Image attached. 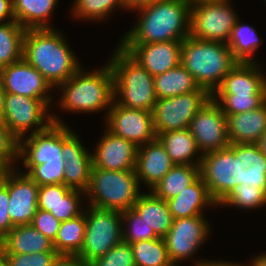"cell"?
Segmentation results:
<instances>
[{"label": "cell", "instance_id": "obj_9", "mask_svg": "<svg viewBox=\"0 0 266 266\" xmlns=\"http://www.w3.org/2000/svg\"><path fill=\"white\" fill-rule=\"evenodd\" d=\"M211 98L204 88L169 98L156 100L152 115L156 135L189 128L196 113Z\"/></svg>", "mask_w": 266, "mask_h": 266}, {"label": "cell", "instance_id": "obj_22", "mask_svg": "<svg viewBox=\"0 0 266 266\" xmlns=\"http://www.w3.org/2000/svg\"><path fill=\"white\" fill-rule=\"evenodd\" d=\"M258 62H237L213 94H266V73Z\"/></svg>", "mask_w": 266, "mask_h": 266}, {"label": "cell", "instance_id": "obj_26", "mask_svg": "<svg viewBox=\"0 0 266 266\" xmlns=\"http://www.w3.org/2000/svg\"><path fill=\"white\" fill-rule=\"evenodd\" d=\"M7 254L56 252L52 241L31 224L14 226L2 239Z\"/></svg>", "mask_w": 266, "mask_h": 266}, {"label": "cell", "instance_id": "obj_19", "mask_svg": "<svg viewBox=\"0 0 266 266\" xmlns=\"http://www.w3.org/2000/svg\"><path fill=\"white\" fill-rule=\"evenodd\" d=\"M118 45L153 77L181 64L182 40Z\"/></svg>", "mask_w": 266, "mask_h": 266}, {"label": "cell", "instance_id": "obj_42", "mask_svg": "<svg viewBox=\"0 0 266 266\" xmlns=\"http://www.w3.org/2000/svg\"><path fill=\"white\" fill-rule=\"evenodd\" d=\"M18 160L19 139L0 121V163L6 169L16 168Z\"/></svg>", "mask_w": 266, "mask_h": 266}, {"label": "cell", "instance_id": "obj_48", "mask_svg": "<svg viewBox=\"0 0 266 266\" xmlns=\"http://www.w3.org/2000/svg\"><path fill=\"white\" fill-rule=\"evenodd\" d=\"M52 266H90L78 256L60 255Z\"/></svg>", "mask_w": 266, "mask_h": 266}, {"label": "cell", "instance_id": "obj_18", "mask_svg": "<svg viewBox=\"0 0 266 266\" xmlns=\"http://www.w3.org/2000/svg\"><path fill=\"white\" fill-rule=\"evenodd\" d=\"M28 135L19 140V161L23 165L65 162L62 157V123L53 122L47 129Z\"/></svg>", "mask_w": 266, "mask_h": 266}, {"label": "cell", "instance_id": "obj_58", "mask_svg": "<svg viewBox=\"0 0 266 266\" xmlns=\"http://www.w3.org/2000/svg\"><path fill=\"white\" fill-rule=\"evenodd\" d=\"M173 0H149V3H155V2H169Z\"/></svg>", "mask_w": 266, "mask_h": 266}, {"label": "cell", "instance_id": "obj_28", "mask_svg": "<svg viewBox=\"0 0 266 266\" xmlns=\"http://www.w3.org/2000/svg\"><path fill=\"white\" fill-rule=\"evenodd\" d=\"M157 138L165 146L175 165H200L203 155L189 128L163 132Z\"/></svg>", "mask_w": 266, "mask_h": 266}, {"label": "cell", "instance_id": "obj_44", "mask_svg": "<svg viewBox=\"0 0 266 266\" xmlns=\"http://www.w3.org/2000/svg\"><path fill=\"white\" fill-rule=\"evenodd\" d=\"M59 256L57 252L7 254V266H52Z\"/></svg>", "mask_w": 266, "mask_h": 266}, {"label": "cell", "instance_id": "obj_34", "mask_svg": "<svg viewBox=\"0 0 266 266\" xmlns=\"http://www.w3.org/2000/svg\"><path fill=\"white\" fill-rule=\"evenodd\" d=\"M25 32L16 21L0 22V69L23 58Z\"/></svg>", "mask_w": 266, "mask_h": 266}, {"label": "cell", "instance_id": "obj_56", "mask_svg": "<svg viewBox=\"0 0 266 266\" xmlns=\"http://www.w3.org/2000/svg\"><path fill=\"white\" fill-rule=\"evenodd\" d=\"M191 4H198V3H213V2H228L231 0H188Z\"/></svg>", "mask_w": 266, "mask_h": 266}, {"label": "cell", "instance_id": "obj_1", "mask_svg": "<svg viewBox=\"0 0 266 266\" xmlns=\"http://www.w3.org/2000/svg\"><path fill=\"white\" fill-rule=\"evenodd\" d=\"M191 3L188 0L149 3L133 12L139 19L119 44H147L184 40L190 36Z\"/></svg>", "mask_w": 266, "mask_h": 266}, {"label": "cell", "instance_id": "obj_55", "mask_svg": "<svg viewBox=\"0 0 266 266\" xmlns=\"http://www.w3.org/2000/svg\"><path fill=\"white\" fill-rule=\"evenodd\" d=\"M4 103H5V92L2 89V86L0 83V121H3Z\"/></svg>", "mask_w": 266, "mask_h": 266}, {"label": "cell", "instance_id": "obj_16", "mask_svg": "<svg viewBox=\"0 0 266 266\" xmlns=\"http://www.w3.org/2000/svg\"><path fill=\"white\" fill-rule=\"evenodd\" d=\"M104 121L110 132L133 142L137 147L157 138L151 111L126 108L113 101Z\"/></svg>", "mask_w": 266, "mask_h": 266}, {"label": "cell", "instance_id": "obj_54", "mask_svg": "<svg viewBox=\"0 0 266 266\" xmlns=\"http://www.w3.org/2000/svg\"><path fill=\"white\" fill-rule=\"evenodd\" d=\"M0 266H7V252L1 239H0Z\"/></svg>", "mask_w": 266, "mask_h": 266}, {"label": "cell", "instance_id": "obj_57", "mask_svg": "<svg viewBox=\"0 0 266 266\" xmlns=\"http://www.w3.org/2000/svg\"><path fill=\"white\" fill-rule=\"evenodd\" d=\"M5 167L0 163V179L2 178V175H3V173H4V171H5Z\"/></svg>", "mask_w": 266, "mask_h": 266}, {"label": "cell", "instance_id": "obj_39", "mask_svg": "<svg viewBox=\"0 0 266 266\" xmlns=\"http://www.w3.org/2000/svg\"><path fill=\"white\" fill-rule=\"evenodd\" d=\"M122 234L127 244L159 238L133 208L122 212Z\"/></svg>", "mask_w": 266, "mask_h": 266}, {"label": "cell", "instance_id": "obj_33", "mask_svg": "<svg viewBox=\"0 0 266 266\" xmlns=\"http://www.w3.org/2000/svg\"><path fill=\"white\" fill-rule=\"evenodd\" d=\"M261 41L262 38H259L253 26L244 24L238 19L227 45L238 62H258L254 54L263 43Z\"/></svg>", "mask_w": 266, "mask_h": 266}, {"label": "cell", "instance_id": "obj_20", "mask_svg": "<svg viewBox=\"0 0 266 266\" xmlns=\"http://www.w3.org/2000/svg\"><path fill=\"white\" fill-rule=\"evenodd\" d=\"M92 155L93 168L103 170H135L138 147L110 132L106 127Z\"/></svg>", "mask_w": 266, "mask_h": 266}, {"label": "cell", "instance_id": "obj_29", "mask_svg": "<svg viewBox=\"0 0 266 266\" xmlns=\"http://www.w3.org/2000/svg\"><path fill=\"white\" fill-rule=\"evenodd\" d=\"M59 0H12L15 21L24 29L52 27L49 18Z\"/></svg>", "mask_w": 266, "mask_h": 266}, {"label": "cell", "instance_id": "obj_4", "mask_svg": "<svg viewBox=\"0 0 266 266\" xmlns=\"http://www.w3.org/2000/svg\"><path fill=\"white\" fill-rule=\"evenodd\" d=\"M237 62L227 43L191 36L182 41L181 65L190 72L196 83L211 95Z\"/></svg>", "mask_w": 266, "mask_h": 266}, {"label": "cell", "instance_id": "obj_27", "mask_svg": "<svg viewBox=\"0 0 266 266\" xmlns=\"http://www.w3.org/2000/svg\"><path fill=\"white\" fill-rule=\"evenodd\" d=\"M154 233L163 238L170 230L173 217L165 200L152 191L142 193L132 207Z\"/></svg>", "mask_w": 266, "mask_h": 266}, {"label": "cell", "instance_id": "obj_6", "mask_svg": "<svg viewBox=\"0 0 266 266\" xmlns=\"http://www.w3.org/2000/svg\"><path fill=\"white\" fill-rule=\"evenodd\" d=\"M135 170L113 171L93 168L88 204L97 208L124 212L131 209L143 193Z\"/></svg>", "mask_w": 266, "mask_h": 266}, {"label": "cell", "instance_id": "obj_23", "mask_svg": "<svg viewBox=\"0 0 266 266\" xmlns=\"http://www.w3.org/2000/svg\"><path fill=\"white\" fill-rule=\"evenodd\" d=\"M237 158L238 184L255 186L266 192V155L255 143L234 144Z\"/></svg>", "mask_w": 266, "mask_h": 266}, {"label": "cell", "instance_id": "obj_8", "mask_svg": "<svg viewBox=\"0 0 266 266\" xmlns=\"http://www.w3.org/2000/svg\"><path fill=\"white\" fill-rule=\"evenodd\" d=\"M51 107L41 99L5 93L3 123L20 140L53 123Z\"/></svg>", "mask_w": 266, "mask_h": 266}, {"label": "cell", "instance_id": "obj_50", "mask_svg": "<svg viewBox=\"0 0 266 266\" xmlns=\"http://www.w3.org/2000/svg\"><path fill=\"white\" fill-rule=\"evenodd\" d=\"M194 265L193 266H247L246 263H241V262H229V260L227 261H221V260H218V261H214V260H204V259H200L198 262L195 261L193 263Z\"/></svg>", "mask_w": 266, "mask_h": 266}, {"label": "cell", "instance_id": "obj_15", "mask_svg": "<svg viewBox=\"0 0 266 266\" xmlns=\"http://www.w3.org/2000/svg\"><path fill=\"white\" fill-rule=\"evenodd\" d=\"M0 83L5 93L41 99L50 107L54 103V88L24 58L0 69Z\"/></svg>", "mask_w": 266, "mask_h": 266}, {"label": "cell", "instance_id": "obj_24", "mask_svg": "<svg viewBox=\"0 0 266 266\" xmlns=\"http://www.w3.org/2000/svg\"><path fill=\"white\" fill-rule=\"evenodd\" d=\"M166 203L173 220L204 215L207 207H217L201 176Z\"/></svg>", "mask_w": 266, "mask_h": 266}, {"label": "cell", "instance_id": "obj_21", "mask_svg": "<svg viewBox=\"0 0 266 266\" xmlns=\"http://www.w3.org/2000/svg\"><path fill=\"white\" fill-rule=\"evenodd\" d=\"M174 165L158 138L138 147L135 172L139 183L148 190L151 191Z\"/></svg>", "mask_w": 266, "mask_h": 266}, {"label": "cell", "instance_id": "obj_14", "mask_svg": "<svg viewBox=\"0 0 266 266\" xmlns=\"http://www.w3.org/2000/svg\"><path fill=\"white\" fill-rule=\"evenodd\" d=\"M189 130L202 155L230 146L227 116L212 98L196 113Z\"/></svg>", "mask_w": 266, "mask_h": 266}, {"label": "cell", "instance_id": "obj_47", "mask_svg": "<svg viewBox=\"0 0 266 266\" xmlns=\"http://www.w3.org/2000/svg\"><path fill=\"white\" fill-rule=\"evenodd\" d=\"M9 200L8 169H5L2 178L0 179V239L14 228L8 214Z\"/></svg>", "mask_w": 266, "mask_h": 266}, {"label": "cell", "instance_id": "obj_45", "mask_svg": "<svg viewBox=\"0 0 266 266\" xmlns=\"http://www.w3.org/2000/svg\"><path fill=\"white\" fill-rule=\"evenodd\" d=\"M71 189L64 184L39 186L37 196L38 209L50 211Z\"/></svg>", "mask_w": 266, "mask_h": 266}, {"label": "cell", "instance_id": "obj_31", "mask_svg": "<svg viewBox=\"0 0 266 266\" xmlns=\"http://www.w3.org/2000/svg\"><path fill=\"white\" fill-rule=\"evenodd\" d=\"M200 176V165H174L151 190L162 200H169L181 193Z\"/></svg>", "mask_w": 266, "mask_h": 266}, {"label": "cell", "instance_id": "obj_5", "mask_svg": "<svg viewBox=\"0 0 266 266\" xmlns=\"http://www.w3.org/2000/svg\"><path fill=\"white\" fill-rule=\"evenodd\" d=\"M109 58L114 75V102L126 108L152 112L157 100L154 77L120 45Z\"/></svg>", "mask_w": 266, "mask_h": 266}, {"label": "cell", "instance_id": "obj_53", "mask_svg": "<svg viewBox=\"0 0 266 266\" xmlns=\"http://www.w3.org/2000/svg\"><path fill=\"white\" fill-rule=\"evenodd\" d=\"M258 149L266 155V131L261 135V137L255 143Z\"/></svg>", "mask_w": 266, "mask_h": 266}, {"label": "cell", "instance_id": "obj_25", "mask_svg": "<svg viewBox=\"0 0 266 266\" xmlns=\"http://www.w3.org/2000/svg\"><path fill=\"white\" fill-rule=\"evenodd\" d=\"M226 116L230 144L256 143L266 131V103L253 111Z\"/></svg>", "mask_w": 266, "mask_h": 266}, {"label": "cell", "instance_id": "obj_43", "mask_svg": "<svg viewBox=\"0 0 266 266\" xmlns=\"http://www.w3.org/2000/svg\"><path fill=\"white\" fill-rule=\"evenodd\" d=\"M90 266H136L130 244L121 242L111 248L104 256L89 263Z\"/></svg>", "mask_w": 266, "mask_h": 266}, {"label": "cell", "instance_id": "obj_49", "mask_svg": "<svg viewBox=\"0 0 266 266\" xmlns=\"http://www.w3.org/2000/svg\"><path fill=\"white\" fill-rule=\"evenodd\" d=\"M15 21L12 0H0V22Z\"/></svg>", "mask_w": 266, "mask_h": 266}, {"label": "cell", "instance_id": "obj_35", "mask_svg": "<svg viewBox=\"0 0 266 266\" xmlns=\"http://www.w3.org/2000/svg\"><path fill=\"white\" fill-rule=\"evenodd\" d=\"M136 266H174L163 238L130 244Z\"/></svg>", "mask_w": 266, "mask_h": 266}, {"label": "cell", "instance_id": "obj_51", "mask_svg": "<svg viewBox=\"0 0 266 266\" xmlns=\"http://www.w3.org/2000/svg\"><path fill=\"white\" fill-rule=\"evenodd\" d=\"M121 1L125 8V11L129 10L131 12L149 4V0H121Z\"/></svg>", "mask_w": 266, "mask_h": 266}, {"label": "cell", "instance_id": "obj_52", "mask_svg": "<svg viewBox=\"0 0 266 266\" xmlns=\"http://www.w3.org/2000/svg\"><path fill=\"white\" fill-rule=\"evenodd\" d=\"M247 266H266V252L253 256Z\"/></svg>", "mask_w": 266, "mask_h": 266}, {"label": "cell", "instance_id": "obj_41", "mask_svg": "<svg viewBox=\"0 0 266 266\" xmlns=\"http://www.w3.org/2000/svg\"><path fill=\"white\" fill-rule=\"evenodd\" d=\"M82 197H86V192L71 189L49 212L60 221L75 218L84 212L85 208L80 207L85 199Z\"/></svg>", "mask_w": 266, "mask_h": 266}, {"label": "cell", "instance_id": "obj_30", "mask_svg": "<svg viewBox=\"0 0 266 266\" xmlns=\"http://www.w3.org/2000/svg\"><path fill=\"white\" fill-rule=\"evenodd\" d=\"M154 87L157 99L194 92L200 88L194 77L181 64L155 76Z\"/></svg>", "mask_w": 266, "mask_h": 266}, {"label": "cell", "instance_id": "obj_10", "mask_svg": "<svg viewBox=\"0 0 266 266\" xmlns=\"http://www.w3.org/2000/svg\"><path fill=\"white\" fill-rule=\"evenodd\" d=\"M231 2L191 5L190 36L196 39L227 43L239 19Z\"/></svg>", "mask_w": 266, "mask_h": 266}, {"label": "cell", "instance_id": "obj_32", "mask_svg": "<svg viewBox=\"0 0 266 266\" xmlns=\"http://www.w3.org/2000/svg\"><path fill=\"white\" fill-rule=\"evenodd\" d=\"M85 210L72 219L61 221L55 240L52 242L54 250L59 255L77 256L84 242Z\"/></svg>", "mask_w": 266, "mask_h": 266}, {"label": "cell", "instance_id": "obj_40", "mask_svg": "<svg viewBox=\"0 0 266 266\" xmlns=\"http://www.w3.org/2000/svg\"><path fill=\"white\" fill-rule=\"evenodd\" d=\"M65 162H46L41 165H23L26 173L38 186L63 184Z\"/></svg>", "mask_w": 266, "mask_h": 266}, {"label": "cell", "instance_id": "obj_37", "mask_svg": "<svg viewBox=\"0 0 266 266\" xmlns=\"http://www.w3.org/2000/svg\"><path fill=\"white\" fill-rule=\"evenodd\" d=\"M73 3L72 16L85 21L103 22L116 9L125 10L121 0H74Z\"/></svg>", "mask_w": 266, "mask_h": 266}, {"label": "cell", "instance_id": "obj_3", "mask_svg": "<svg viewBox=\"0 0 266 266\" xmlns=\"http://www.w3.org/2000/svg\"><path fill=\"white\" fill-rule=\"evenodd\" d=\"M82 66L57 89L62 94L57 107L65 113H96L106 110L107 117L114 98V75L110 64L86 71ZM62 90V91H61Z\"/></svg>", "mask_w": 266, "mask_h": 266}, {"label": "cell", "instance_id": "obj_38", "mask_svg": "<svg viewBox=\"0 0 266 266\" xmlns=\"http://www.w3.org/2000/svg\"><path fill=\"white\" fill-rule=\"evenodd\" d=\"M225 115L253 111L266 103V94H212Z\"/></svg>", "mask_w": 266, "mask_h": 266}, {"label": "cell", "instance_id": "obj_17", "mask_svg": "<svg viewBox=\"0 0 266 266\" xmlns=\"http://www.w3.org/2000/svg\"><path fill=\"white\" fill-rule=\"evenodd\" d=\"M17 168L8 169V214L13 226L29 225L38 210L39 186Z\"/></svg>", "mask_w": 266, "mask_h": 266}, {"label": "cell", "instance_id": "obj_13", "mask_svg": "<svg viewBox=\"0 0 266 266\" xmlns=\"http://www.w3.org/2000/svg\"><path fill=\"white\" fill-rule=\"evenodd\" d=\"M200 176L210 197L218 204L233 187L238 185L234 144L204 154L200 163Z\"/></svg>", "mask_w": 266, "mask_h": 266}, {"label": "cell", "instance_id": "obj_7", "mask_svg": "<svg viewBox=\"0 0 266 266\" xmlns=\"http://www.w3.org/2000/svg\"><path fill=\"white\" fill-rule=\"evenodd\" d=\"M85 220L84 242L77 256L87 263L123 242L122 212L88 205L85 207Z\"/></svg>", "mask_w": 266, "mask_h": 266}, {"label": "cell", "instance_id": "obj_36", "mask_svg": "<svg viewBox=\"0 0 266 266\" xmlns=\"http://www.w3.org/2000/svg\"><path fill=\"white\" fill-rule=\"evenodd\" d=\"M266 205V192L255 186L233 187L230 192L217 204V206H231L239 210L253 211Z\"/></svg>", "mask_w": 266, "mask_h": 266}, {"label": "cell", "instance_id": "obj_11", "mask_svg": "<svg viewBox=\"0 0 266 266\" xmlns=\"http://www.w3.org/2000/svg\"><path fill=\"white\" fill-rule=\"evenodd\" d=\"M206 215L179 218L173 220L169 232L163 237L170 260L174 266H181L180 261H188L208 240L211 233Z\"/></svg>", "mask_w": 266, "mask_h": 266}, {"label": "cell", "instance_id": "obj_46", "mask_svg": "<svg viewBox=\"0 0 266 266\" xmlns=\"http://www.w3.org/2000/svg\"><path fill=\"white\" fill-rule=\"evenodd\" d=\"M61 221L55 218L49 211L38 209L33 216L31 225L40 231L52 242L55 240Z\"/></svg>", "mask_w": 266, "mask_h": 266}, {"label": "cell", "instance_id": "obj_12", "mask_svg": "<svg viewBox=\"0 0 266 266\" xmlns=\"http://www.w3.org/2000/svg\"><path fill=\"white\" fill-rule=\"evenodd\" d=\"M54 123H62V157L65 161L63 184L86 192L90 186L92 155L79 135L53 114Z\"/></svg>", "mask_w": 266, "mask_h": 266}, {"label": "cell", "instance_id": "obj_2", "mask_svg": "<svg viewBox=\"0 0 266 266\" xmlns=\"http://www.w3.org/2000/svg\"><path fill=\"white\" fill-rule=\"evenodd\" d=\"M70 48L58 29H27L23 40V58L55 89L82 67L78 56Z\"/></svg>", "mask_w": 266, "mask_h": 266}]
</instances>
